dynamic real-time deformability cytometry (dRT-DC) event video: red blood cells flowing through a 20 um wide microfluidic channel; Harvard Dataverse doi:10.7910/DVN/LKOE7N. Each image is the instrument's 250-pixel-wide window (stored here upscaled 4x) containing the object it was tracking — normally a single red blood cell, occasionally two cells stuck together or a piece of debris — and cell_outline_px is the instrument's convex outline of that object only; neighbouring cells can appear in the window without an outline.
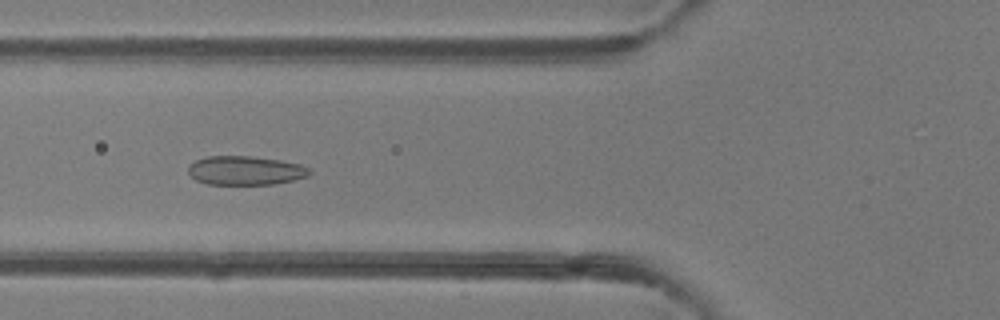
{"species": "common noctule bat (a hibernating species)", "species_latin": "Nyctalus noctula", "temperature_condition": "room temperature", "stored_images_in_passage": 48, "camera_frame_rate_fps": 3000, "um_per_image_px": 0.085, "animal": {"sex": "female"}, "frame": {"image": 1, "passage_image": 18, "time_ms": 5.667, "image_size_px": [1000, 320], "cell_outline_px": [[312, 172], [308, 176], [296, 180], [272, 184], [208, 184], [196, 180], [188, 172], [188, 164], [196, 160], [208, 156], [248, 156], [280, 160], [300, 164], [308, 168]], "centroid_in_image_um": [20.86, 14.49], "position_along_channel_um": 104.9, "area_um2": 20.46}}
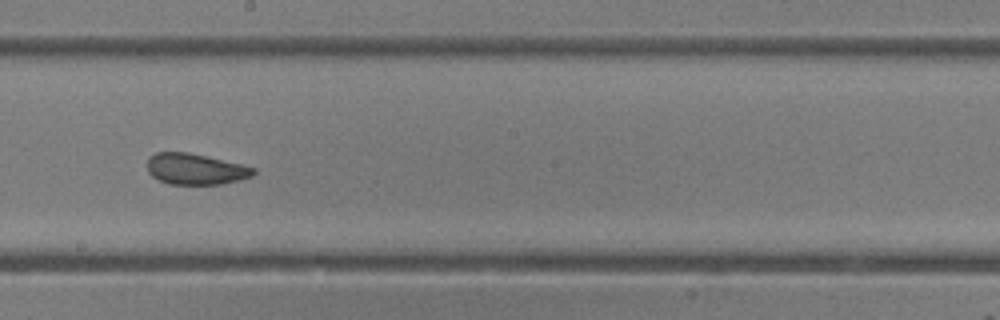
{"frame": {"image": 2, "passage_image": 27, "time_ms": 8.667, "image_size_px": [1000, 320], "cell_outline_px": [[256, 172], [252, 176], [240, 180], [220, 184], [168, 184], [152, 176], [148, 172], [148, 156], [156, 152], [188, 152], [244, 164], [256, 168]], "centroid_in_image_um": [16.64, 14.36], "position_along_channel_um": 231.6, "area_um2": 19.36}}
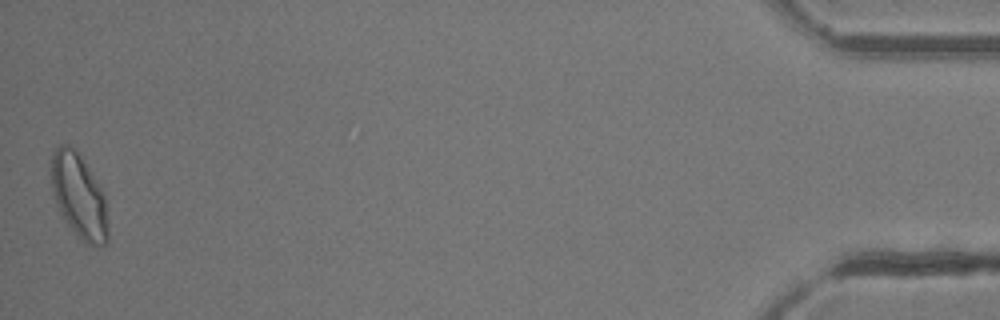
{"frame": {"image": 3, "passage_image": 48, "time_ms": 15.667, "image_size_px": [1000, 320], "cell_outline_px": [[108, 240], [104, 244], [84, 244], [68, 224], [60, 212], [56, 204], [52, 188], [52, 156], [56, 148], [60, 144], [68, 144], [76, 148], [100, 184], [104, 192], [108, 224]], "centroid_in_image_um": [6.73, 16.64], "position_along_channel_um": 428.5, "area_um2": 27.98}, "authors_computed_cell_mechanics": {"area_um2": 21.6461, "velocity_mm_per_s": 4.209, "shape_relaxation_time_tau1_ms": 10.3707, "shape_relaxation_time_tau2_ms": 1.27, "deformation_change_tau1": 0.1777, "deformation_change_tau2": 0.0673}}